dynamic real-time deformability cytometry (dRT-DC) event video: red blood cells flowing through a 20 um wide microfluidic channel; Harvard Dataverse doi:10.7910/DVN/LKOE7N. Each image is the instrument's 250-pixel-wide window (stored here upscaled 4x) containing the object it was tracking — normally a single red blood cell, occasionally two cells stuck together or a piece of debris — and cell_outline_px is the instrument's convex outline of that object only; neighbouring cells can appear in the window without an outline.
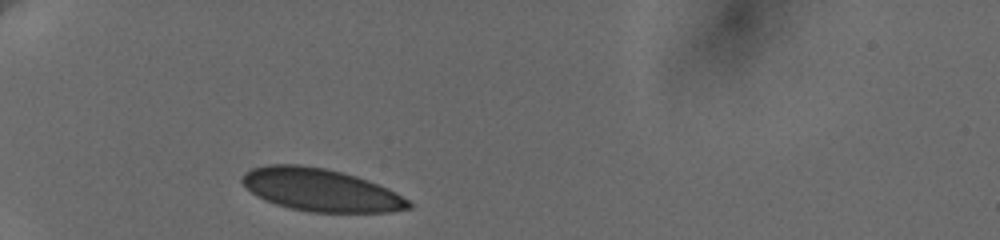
{"species": "human", "species_latin": "Homo sapiens", "temperature_condition": "cold", "stored_images_in_passage": 12, "camera_frame_rate_fps": 3000, "um_per_image_px": 0.085, "donor": {"sex": "female"}, "frame": {"image": 1, "passage_image": 1, "time_ms": 0.0, "image_size_px": [1000, 240], "cell_outline_px": [[412, 208], [388, 212], [308, 212], [276, 204], [264, 200], [256, 196], [240, 180], [240, 176], [244, 172], [252, 168], [268, 164], [300, 164], [324, 168], [356, 176], [368, 180], [388, 188], [396, 192], [408, 200], [412, 204]], "centroid_in_image_um": [27.24, 16.14], "position_along_channel_um": 57.8, "area_um2": 41.38}}
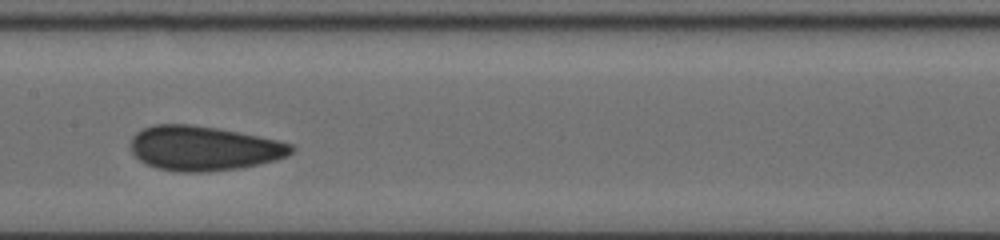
{"frame": {"image": 2, "passage_image": 5, "time_ms": 4.333, "image_size_px": [1000, 240], "cell_outline_px": [[296, 148], [288, 156], [276, 160], [260, 164], [240, 168], [204, 172], [176, 172], [156, 168], [144, 164], [132, 152], [132, 136], [136, 132], [144, 128], [156, 124], [188, 124], [216, 128], [276, 140], [292, 144]], "centroid_in_image_um": [17.31, 12.62], "position_along_channel_um": 190.1, "area_um2": 41.67}}
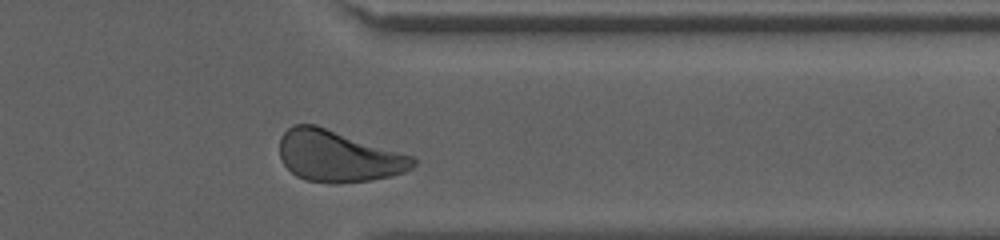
{"frame": {"image": 3, "passage_image": 10, "time_ms": 9.667, "image_size_px": [1000, 240], "cell_outline_px": [[416, 164], [412, 168], [404, 172], [392, 176], [368, 180], [336, 184], [332, 184], [304, 180], [296, 176], [284, 164], [280, 156], [280, 136], [292, 124], [316, 124], [412, 156], [416, 160]], "centroid_in_image_um": [28.72, 13.28], "position_along_channel_um": 382.7, "area_um2": 40.0}, "authors_computed_cell_mechanics": {"area_um2": 40.7201, "velocity_mm_per_s": 3.621, "shape_relaxation_time_tau1_ms": 4.2866, "shape_relaxation_time_tau2_ms": 0.1302, "deformation_change_tau1": 0.0935, "deformation_change_tau2": 0.026}}